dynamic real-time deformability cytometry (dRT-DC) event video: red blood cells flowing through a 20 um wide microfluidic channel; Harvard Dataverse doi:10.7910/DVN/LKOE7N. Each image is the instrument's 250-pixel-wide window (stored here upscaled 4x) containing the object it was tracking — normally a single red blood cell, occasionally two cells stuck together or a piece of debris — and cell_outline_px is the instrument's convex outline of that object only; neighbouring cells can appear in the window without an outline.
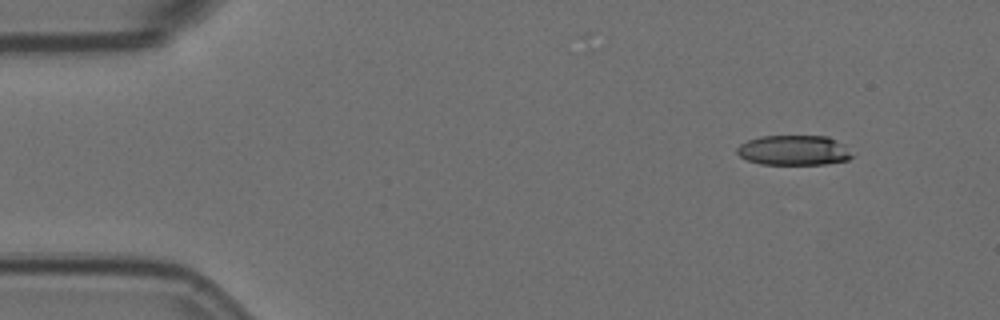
{"species": "Egyptian fruit bat (a non-hibernating species)", "species_latin": "Rousettus aegyptiacus", "temperature_condition": "room temperature", "stored_images_in_passage": 4, "camera_frame_rate_fps": 3000, "um_per_image_px": 0.085, "animal": {"sex": "female"}, "frame": {"image": 1, "passage_image": 1, "time_ms": 0.0, "image_size_px": [1000, 320], "cell_outline_px": [[852, 156], [848, 160], [824, 164], [760, 164], [748, 160], [740, 156], [736, 152], [736, 148], [740, 144], [748, 140], [760, 136], [828, 136], [844, 144]], "centroid_in_image_um": [67.45, 12.77], "position_along_channel_um": 17.5, "area_um2": 20.06}}
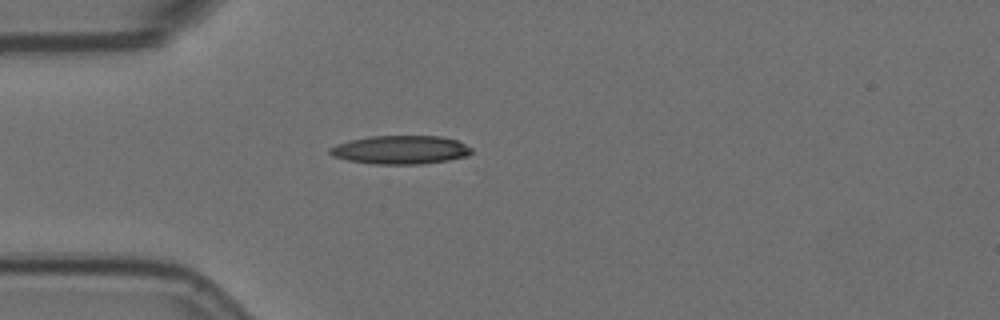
{"frame": {"image": 2, "passage_image": 4, "time_ms": 1.0, "image_size_px": [1000, 320], "cell_outline_px": [[472, 152], [468, 156], [448, 160], [420, 164], [376, 164], [348, 160], [332, 156], [328, 152], [328, 148], [336, 144], [348, 140], [368, 136], [440, 136], [456, 140], [472, 148]], "centroid_in_image_um": [34.01, 12.73], "position_along_channel_um": 51.0, "area_um2": 23.64}}